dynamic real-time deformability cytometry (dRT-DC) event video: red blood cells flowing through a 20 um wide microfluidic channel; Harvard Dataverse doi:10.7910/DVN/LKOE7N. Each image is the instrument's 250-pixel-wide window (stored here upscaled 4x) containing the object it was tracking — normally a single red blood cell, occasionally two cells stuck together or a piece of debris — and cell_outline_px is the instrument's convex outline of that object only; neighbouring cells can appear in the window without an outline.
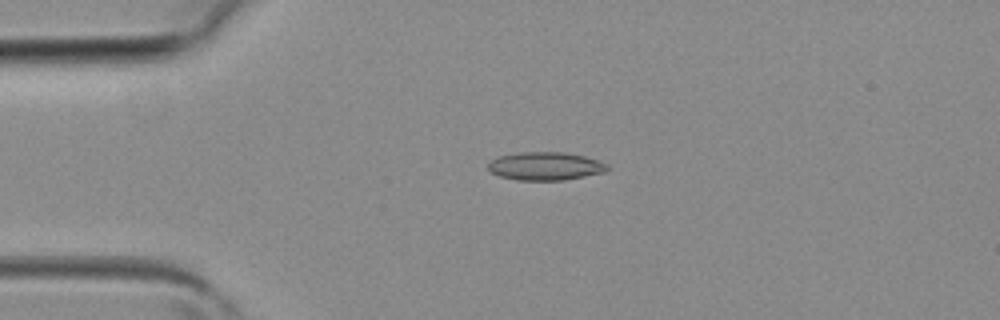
{"species": "common noctule bat (a hibernating species)", "species_latin": "Nyctalus noctula", "temperature_condition": "room temperature", "stored_images_in_passage": 3, "camera_frame_rate_fps": 3000, "um_per_image_px": 0.085, "animal": {"sex": "female", "body_mass_g": 19.3, "forearm_length_mm": 54.1}, "frame": {"image": 1, "passage_image": 2, "time_ms": 0.333, "image_size_px": [1000, 320], "cell_outline_px": [[608, 168], [604, 172], [564, 180], [516, 180], [500, 176], [492, 172], [488, 168], [488, 164], [496, 156], [516, 152], [564, 152], [584, 156], [608, 164]], "centroid_in_image_um": [46.32, 14.11], "position_along_channel_um": 38.7, "area_um2": 19.54}}
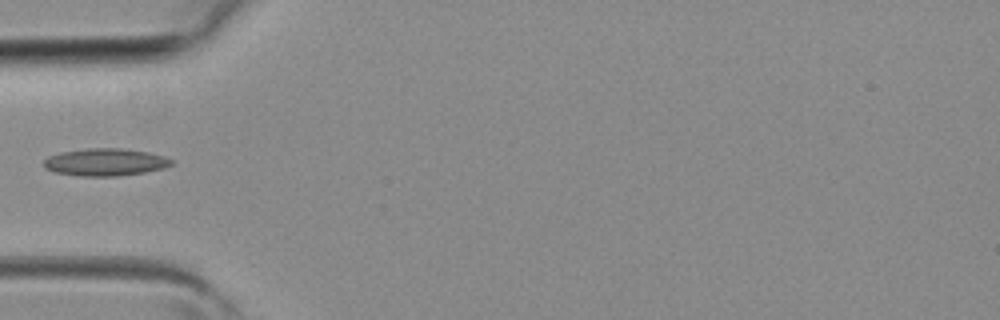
{"frame": {"image": 2, "passage_image": 3, "time_ms": 0.667, "image_size_px": [1000, 320], "cell_outline_px": [[172, 164], [164, 168], [144, 172], [116, 176], [80, 176], [56, 172], [44, 168], [44, 160], [48, 156], [60, 152], [88, 148], [120, 148], [148, 152], [164, 156], [172, 160]], "centroid_in_image_um": [8.93, 13.78], "position_along_channel_um": 76.1, "area_um2": 20.29}}